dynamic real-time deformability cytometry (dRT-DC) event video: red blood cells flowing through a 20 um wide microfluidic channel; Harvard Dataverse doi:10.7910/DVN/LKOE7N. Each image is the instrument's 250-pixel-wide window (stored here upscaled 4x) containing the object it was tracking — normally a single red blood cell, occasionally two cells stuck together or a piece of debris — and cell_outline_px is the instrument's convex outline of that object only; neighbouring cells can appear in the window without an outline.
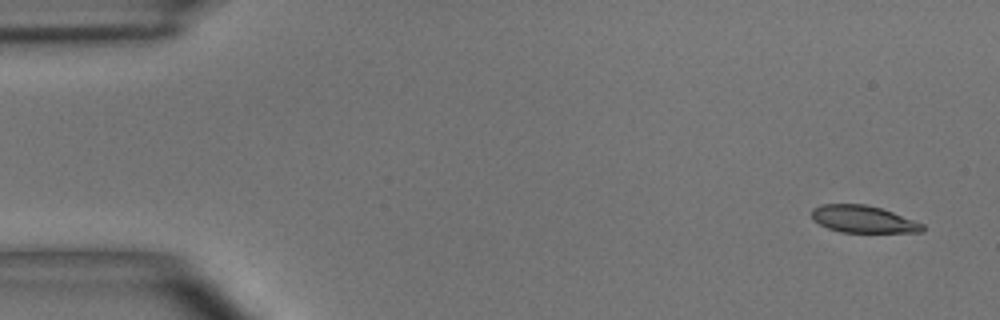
{"species": "common noctule bat (a hibernating species)", "species_latin": "Nyctalus noctula", "temperature_condition": "room temperature", "stored_images_in_passage": 5, "camera_frame_rate_fps": 3000, "um_per_image_px": 0.085, "animal": {"sex": "male", "body_mass_g": 15.6}, "frame": {"image": 1, "passage_image": 1, "time_ms": 0.0, "image_size_px": [1000, 320], "cell_outline_px": [[924, 232], [840, 232], [828, 228], [812, 220], [812, 208], [820, 204], [864, 204], [880, 208], [892, 212], [924, 224]], "centroid_in_image_um": [73.34, 18.63], "position_along_channel_um": 11.7, "area_um2": 17.46}}
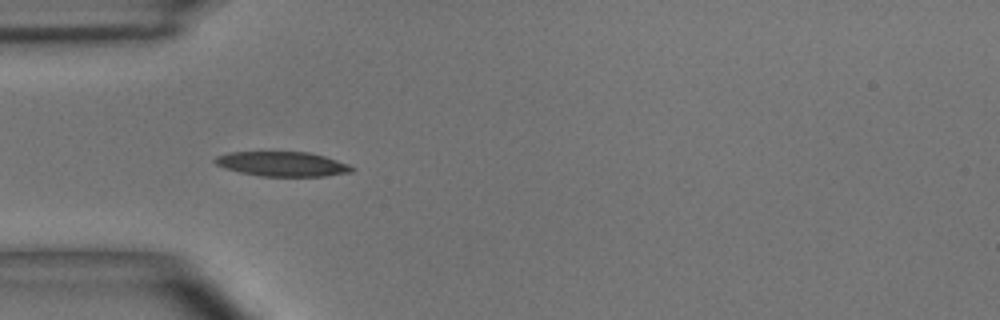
{"frame": {"image": 2, "passage_image": 4, "time_ms": 4.333, "image_size_px": [1000, 320], "cell_outline_px": [[356, 168], [352, 172], [324, 176], [260, 176], [240, 172], [224, 168], [216, 164], [212, 160], [216, 156], [228, 152], [308, 152], [324, 156], [348, 164]], "centroid_in_image_um": [23.98, 13.94], "position_along_channel_um": 61.0, "area_um2": 19.65}}
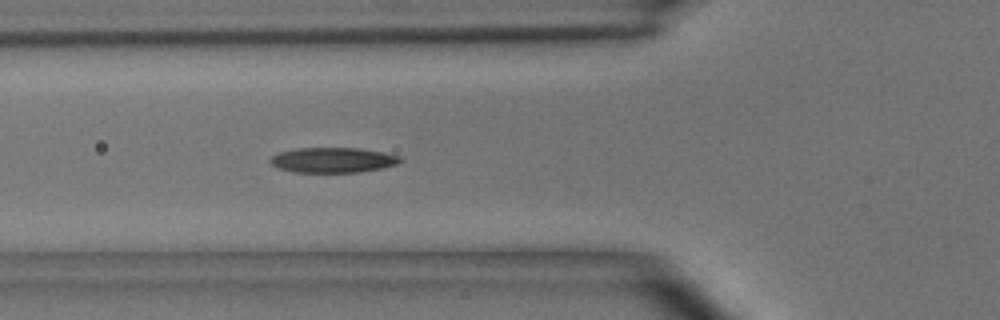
{"frame": {"image": 3, "passage_image": 5, "time_ms": 5.333, "image_size_px": [1000, 320], "cell_outline_px": [[404, 160], [396, 164], [384, 168], [360, 172], [292, 172], [276, 168], [268, 160], [272, 156], [280, 152], [296, 148], [360, 148], [384, 152], [400, 156]], "centroid_in_image_um": [28.31, 13.6], "position_along_channel_um": 97.5, "area_um2": 19.25}}